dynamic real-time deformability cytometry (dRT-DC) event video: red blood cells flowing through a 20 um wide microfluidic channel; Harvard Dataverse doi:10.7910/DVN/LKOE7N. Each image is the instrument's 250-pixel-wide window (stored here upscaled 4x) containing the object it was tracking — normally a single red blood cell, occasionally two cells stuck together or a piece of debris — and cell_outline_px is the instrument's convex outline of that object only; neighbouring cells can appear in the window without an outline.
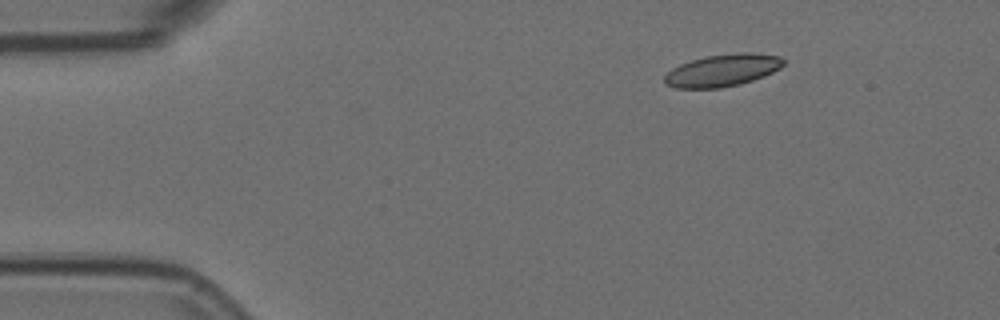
{"species": "Egyptian fruit bat (a non-hibernating species)", "species_latin": "Rousettus aegyptiacus", "temperature_condition": "room temperature", "stored_images_in_passage": 5, "camera_frame_rate_fps": 3000, "um_per_image_px": 0.085, "animal": {"sex": "female"}, "frame": {"image": 1, "passage_image": 2, "time_ms": 0.333, "image_size_px": [1000, 320], "cell_outline_px": [[784, 64], [780, 68], [764, 76], [740, 84], [720, 88], [676, 88], [664, 84], [664, 76], [672, 68], [680, 64], [704, 56], [740, 52], [752, 52], [780, 56], [784, 60]], "centroid_in_image_um": [61.41, 5.97], "position_along_channel_um": 23.6, "area_um2": 22.43}}
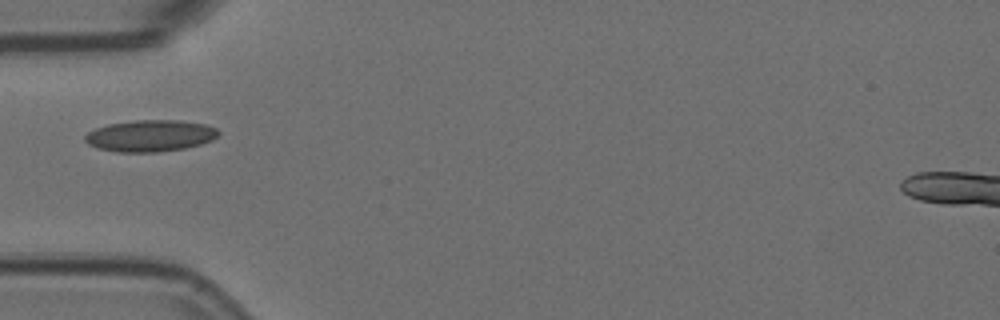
{"frame": {"image": 2, "passage_image": 5, "time_ms": 1.333, "image_size_px": [1000, 320], "cell_outline_px": [[220, 132], [212, 140], [200, 144], [184, 148], [156, 152], [120, 152], [100, 148], [88, 144], [84, 140], [84, 136], [88, 132], [96, 128], [108, 124], [136, 120], [180, 120], [204, 124], [216, 128]], "centroid_in_image_um": [12.77, 11.53], "position_along_channel_um": 72.2, "area_um2": 24.39}}